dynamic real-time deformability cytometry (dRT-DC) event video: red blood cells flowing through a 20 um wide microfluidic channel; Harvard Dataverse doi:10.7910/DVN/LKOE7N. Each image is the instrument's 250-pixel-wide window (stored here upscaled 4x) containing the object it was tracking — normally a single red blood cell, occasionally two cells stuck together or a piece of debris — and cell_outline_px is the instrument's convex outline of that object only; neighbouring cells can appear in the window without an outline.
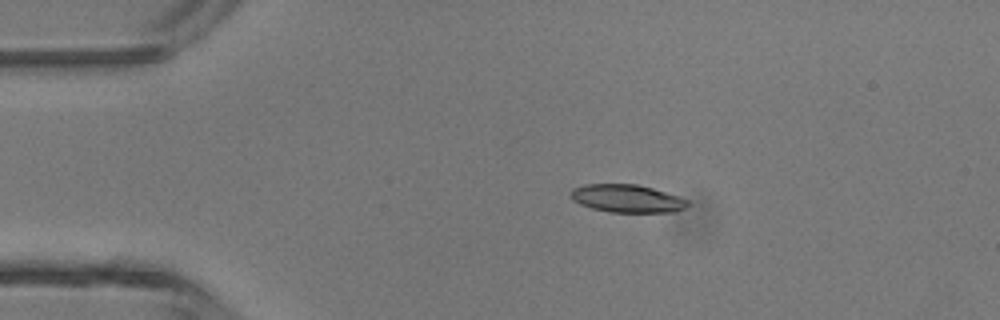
{"species": "common noctule bat (a hibernating species)", "species_latin": "Nyctalus noctula", "temperature_condition": "room temperature", "stored_images_in_passage": 2, "camera_frame_rate_fps": 3000, "um_per_image_px": 0.085, "animal": {"sex": "male", "body_mass_g": 13.3}, "frame": {"image": 1, "passage_image": 1, "time_ms": 0.0, "image_size_px": [1000, 320], "cell_outline_px": [[688, 204], [684, 208], [676, 212], [608, 212], [592, 208], [580, 204], [572, 200], [568, 196], [568, 192], [572, 188], [584, 184], [636, 184], [652, 188], [688, 200]], "centroid_in_image_um": [53.21, 16.87], "position_along_channel_um": 31.8, "area_um2": 19.07}}